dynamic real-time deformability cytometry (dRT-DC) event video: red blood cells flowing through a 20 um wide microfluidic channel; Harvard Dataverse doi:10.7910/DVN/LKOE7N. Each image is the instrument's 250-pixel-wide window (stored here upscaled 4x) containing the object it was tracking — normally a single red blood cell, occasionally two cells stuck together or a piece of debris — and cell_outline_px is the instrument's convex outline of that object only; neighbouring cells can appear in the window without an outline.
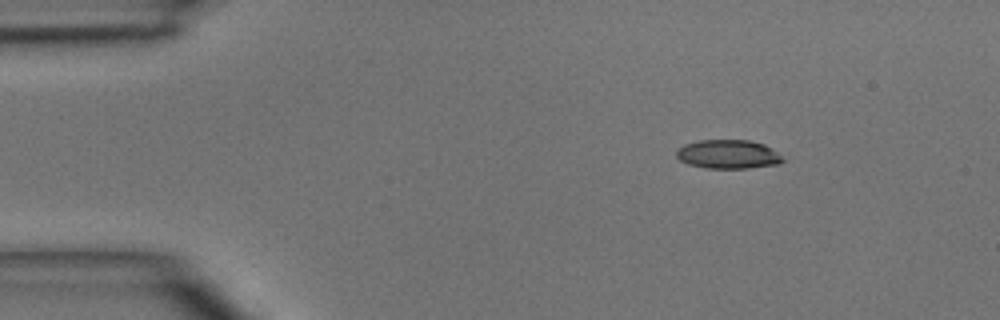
{"species": "common noctule bat (a hibernating species)", "species_latin": "Nyctalus noctula", "temperature_condition": "room temperature", "stored_images_in_passage": 3, "camera_frame_rate_fps": 3000, "um_per_image_px": 0.085, "animal": {"sex": "male", "body_mass_g": 15.6}, "frame": {"image": 1, "passage_image": 1, "time_ms": 0.0, "image_size_px": [1000, 320], "cell_outline_px": [[784, 160], [780, 164], [748, 168], [704, 168], [688, 164], [680, 160], [676, 156], [676, 152], [684, 144], [700, 140], [748, 140], [764, 144], [772, 148]], "centroid_in_image_um": [61.89, 13.11], "position_along_channel_um": 23.1, "area_um2": 17.86}}
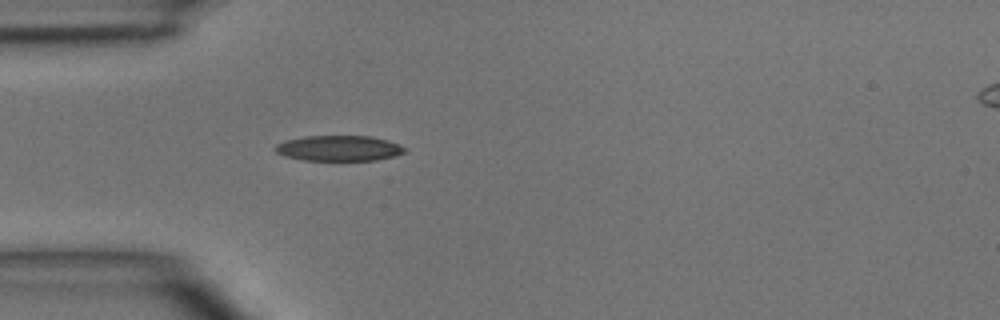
{"frame": {"image": 2, "passage_image": 3, "time_ms": 2.333, "image_size_px": [1000, 320], "cell_outline_px": [[408, 148], [404, 152], [396, 156], [376, 160], [304, 160], [284, 156], [276, 152], [272, 148], [276, 144], [284, 140], [304, 136], [372, 136], [388, 140]], "centroid_in_image_um": [28.79, 12.59], "position_along_channel_um": 56.2, "area_um2": 19.42}}